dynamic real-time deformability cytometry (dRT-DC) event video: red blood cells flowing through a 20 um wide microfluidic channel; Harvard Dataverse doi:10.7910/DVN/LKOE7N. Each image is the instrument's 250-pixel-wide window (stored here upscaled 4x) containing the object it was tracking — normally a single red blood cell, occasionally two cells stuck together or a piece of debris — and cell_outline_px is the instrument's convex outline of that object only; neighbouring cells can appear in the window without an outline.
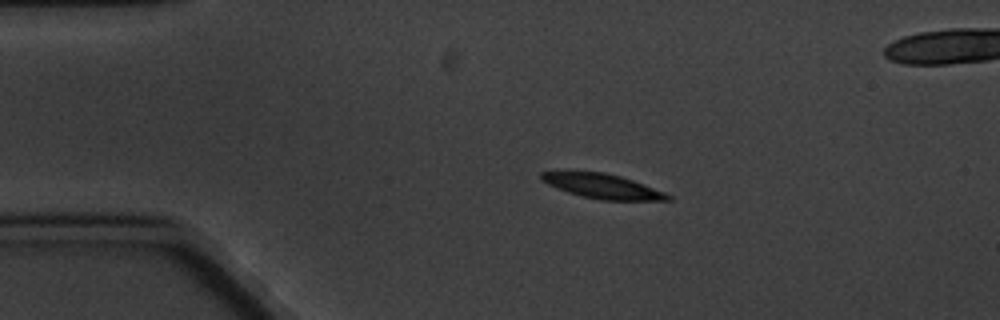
{"species": "common noctule bat (a hibernating species)", "species_latin": "Nyctalus noctula", "temperature_condition": "cold", "stored_images_in_passage": 3, "camera_frame_rate_fps": 3000, "um_per_image_px": 0.085, "animal": {"sex": "male", "body_mass_g": 20.1, "forearm_length_mm": 53.5}, "frame": {"image": 1, "passage_image": 1, "time_ms": 0.0, "image_size_px": [1000, 320], "cell_outline_px": [[672, 200], [600, 200], [580, 196], [556, 188], [540, 180], [540, 172], [604, 172], [620, 176], [632, 180], [664, 192], [672, 196]], "centroid_in_image_um": [51.2, 15.84], "position_along_channel_um": 33.8, "area_um2": 17.92}}